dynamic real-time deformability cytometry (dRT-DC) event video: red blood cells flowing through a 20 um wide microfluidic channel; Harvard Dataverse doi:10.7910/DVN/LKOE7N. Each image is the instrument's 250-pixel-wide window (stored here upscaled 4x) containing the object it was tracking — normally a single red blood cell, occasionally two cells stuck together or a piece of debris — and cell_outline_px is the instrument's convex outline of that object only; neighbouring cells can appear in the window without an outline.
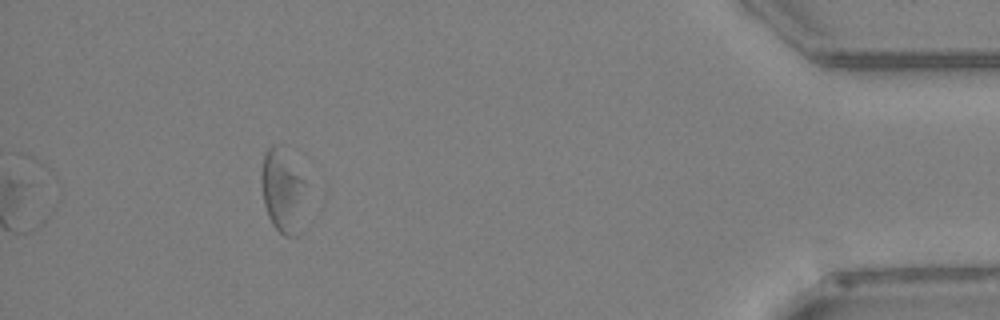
{"species": "Egyptian fruit bat (a non-hibernating species)", "species_latin": "Rousettus aegyptiacus", "temperature_condition": "warm", "stored_images_in_passage": 33, "segment_of_instrument_passage": [2, 2], "camera_frame_rate_fps": 3000, "um_per_image_px": 0.085, "animal": {"sex": "female"}, "frame": {"image": 1, "passage_image": 33, "time_ms": 10.667, "image_size_px": [1000, 320], "cell_outline_px": [[304, 184], [300, 232], [296, 236], [284, 236], [272, 224], [268, 216], [264, 204], [260, 176], [260, 172], [264, 156], [268, 148], [272, 144], [304, 180]], "centroid_in_image_um": [23.97, 16.38], "position_along_channel_um": 411.2, "area_um2": 20.29}}